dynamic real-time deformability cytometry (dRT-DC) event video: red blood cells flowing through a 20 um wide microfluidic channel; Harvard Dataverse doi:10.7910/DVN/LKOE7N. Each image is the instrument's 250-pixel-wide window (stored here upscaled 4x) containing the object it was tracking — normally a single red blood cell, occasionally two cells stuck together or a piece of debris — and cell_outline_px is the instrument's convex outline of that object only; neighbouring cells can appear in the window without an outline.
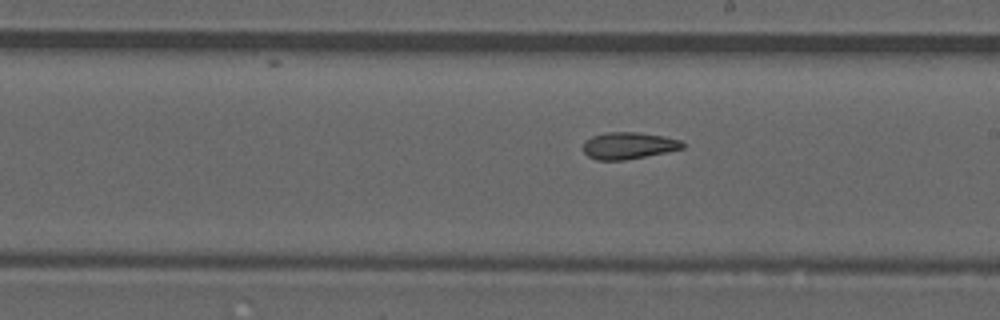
{"species": "common noctule bat (a hibernating species)", "species_latin": "Nyctalus noctula", "temperature_condition": "room temperature", "stored_images_in_passage": 10, "segment_of_instrument_passage": [2, 2], "camera_frame_rate_fps": 3000, "um_per_image_px": 0.085, "animal": {"sex": "male", "forearm_length_mm": 52.5}, "frame": {"image": 1, "passage_image": 10, "time_ms": 3.0, "image_size_px": [1000, 320], "cell_outline_px": [[684, 148], [668, 152], [624, 160], [596, 160], [588, 156], [584, 152], [584, 140], [592, 136], [604, 132], [636, 132], [664, 136], [680, 140], [684, 144]], "centroid_in_image_um": [53.42, 12.37], "position_along_channel_um": 235.6, "area_um2": 15.61}}